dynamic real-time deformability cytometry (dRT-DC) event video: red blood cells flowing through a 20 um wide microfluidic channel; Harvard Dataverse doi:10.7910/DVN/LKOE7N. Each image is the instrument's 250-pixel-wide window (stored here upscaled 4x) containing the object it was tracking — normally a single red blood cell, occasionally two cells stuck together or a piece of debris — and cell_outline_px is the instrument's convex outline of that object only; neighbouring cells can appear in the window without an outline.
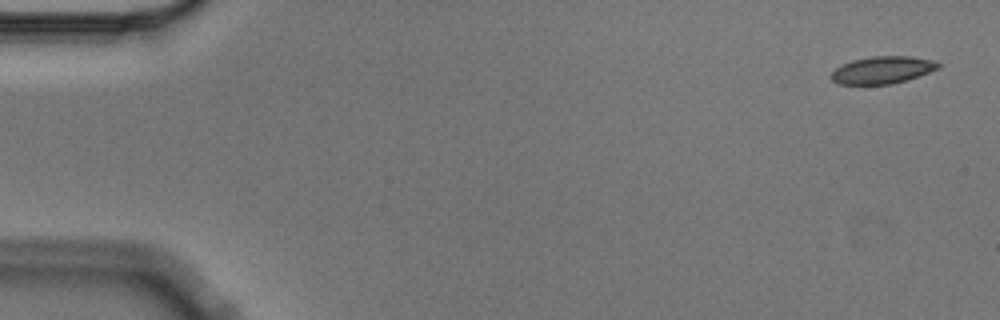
{"species": "Egyptian fruit bat (a non-hibernating species)", "species_latin": "Rousettus aegyptiacus", "temperature_condition": "cold", "stored_images_in_passage": 6, "camera_frame_rate_fps": 3000, "um_per_image_px": 0.085, "animal": {"sex": "male"}, "frame": {"image": 1, "passage_image": 1, "time_ms": 0.0, "image_size_px": [1000, 320], "cell_outline_px": [[940, 68], [892, 84], [840, 84], [832, 80], [832, 72], [836, 68], [852, 60], [872, 56], [912, 56], [932, 60], [940, 64]], "centroid_in_image_um": [75.01, 5.94], "position_along_channel_um": 10.0, "area_um2": 16.7}}
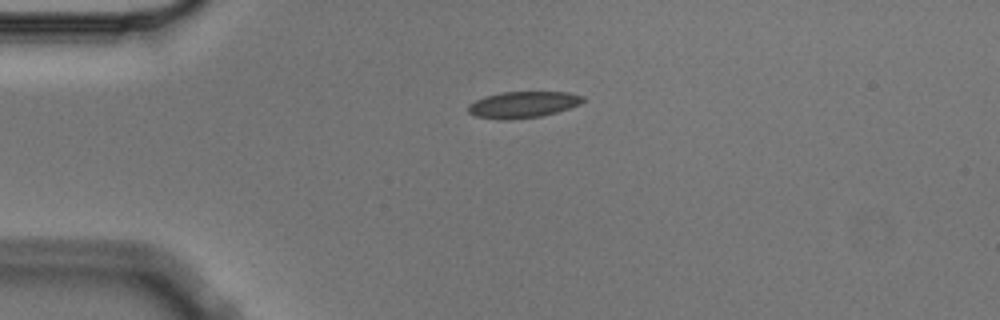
{"frame": {"image": 2, "passage_image": 4, "time_ms": 1.0, "image_size_px": [1000, 320], "cell_outline_px": [[584, 100], [580, 104], [556, 112], [540, 116], [512, 120], [496, 120], [476, 116], [468, 112], [468, 104], [484, 96], [500, 92], [568, 92], [584, 96]], "centroid_in_image_um": [44.41, 8.89], "position_along_channel_um": 40.6, "area_um2": 17.74}}
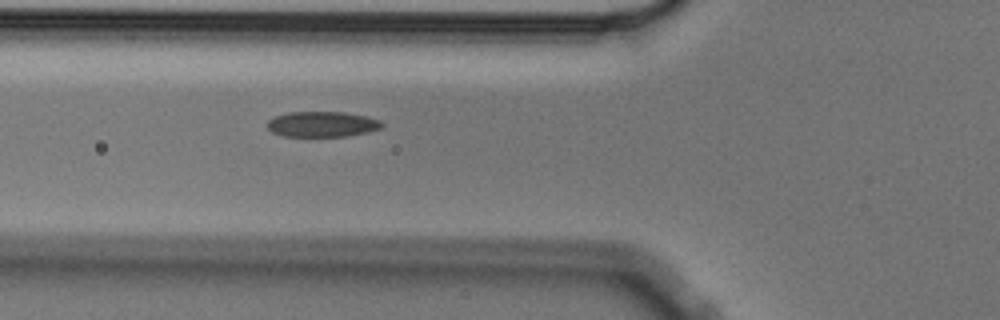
{"frame": {"image": 3, "passage_image": 6, "time_ms": 1.667, "image_size_px": [1000, 320], "cell_outline_px": [[384, 124], [380, 128], [368, 132], [348, 136], [284, 136], [272, 132], [268, 128], [268, 120], [276, 116], [288, 112], [344, 112], [368, 116], [380, 120]], "centroid_in_image_um": [27.41, 10.55], "position_along_channel_um": 98.4, "area_um2": 16.99}}